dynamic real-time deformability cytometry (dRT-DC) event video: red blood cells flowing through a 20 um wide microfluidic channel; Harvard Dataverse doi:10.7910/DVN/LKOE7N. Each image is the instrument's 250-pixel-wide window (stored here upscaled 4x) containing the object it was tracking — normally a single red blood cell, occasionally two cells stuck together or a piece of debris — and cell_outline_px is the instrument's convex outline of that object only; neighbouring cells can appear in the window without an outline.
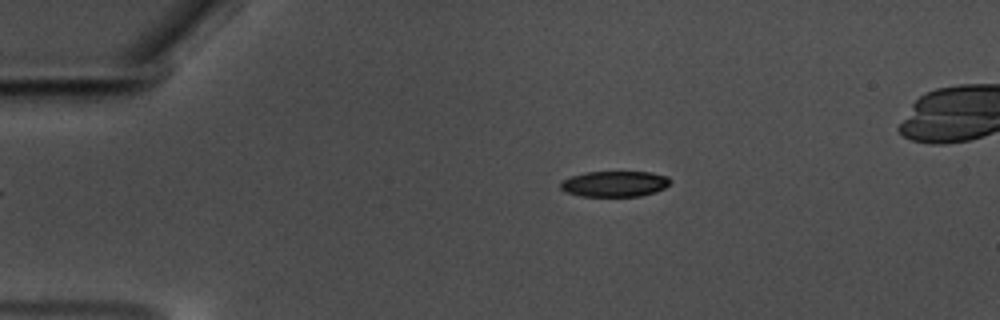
{"species": "common noctule bat (a hibernating species)", "species_latin": "Nyctalus noctula", "temperature_condition": "warm", "stored_images_in_passage": 47, "camera_frame_rate_fps": 3000, "um_per_image_px": 0.085, "animal": {"sex": "male", "body_mass_g": 17.5, "forearm_length_mm": 52.3}, "frame": {"image": 1, "passage_image": 1, "time_ms": 0.0, "image_size_px": [1000, 320], "cell_outline_px": [[672, 180], [664, 188], [656, 192], [640, 196], [580, 196], [564, 192], [560, 188], [560, 180], [584, 172], [648, 172], [668, 176]], "centroid_in_image_um": [52.21, 15.63], "position_along_channel_um": 32.8, "area_um2": 16.59}}
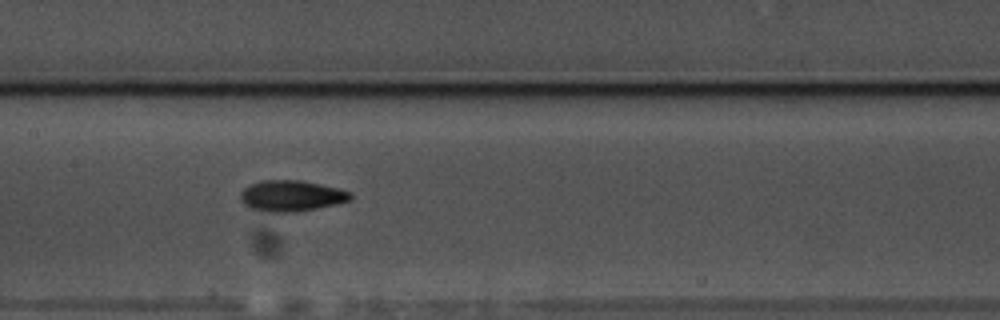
{"frame": {"image": 2, "passage_image": 18, "time_ms": 5.667, "image_size_px": [1000, 320], "cell_outline_px": [[352, 200], [336, 204], [296, 212], [268, 212], [248, 208], [240, 200], [240, 192], [244, 188], [260, 180], [304, 180], [352, 192]], "centroid_in_image_um": [24.75, 16.65], "position_along_channel_um": 182.7, "area_um2": 20.0}}
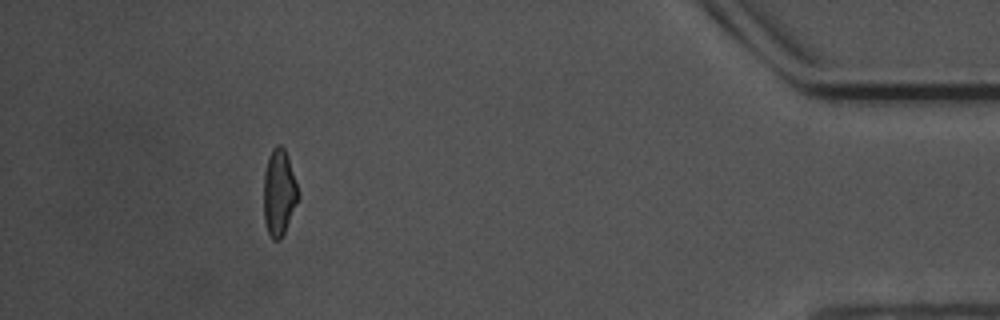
{"frame": {"image": 3, "passage_image": 42, "time_ms": 13.667, "image_size_px": [1000, 320], "cell_outline_px": [[300, 196], [284, 232], [280, 240], [272, 240], [268, 232], [264, 220], [264, 172], [268, 156], [272, 148], [276, 144], [280, 144], [284, 148], [288, 156], [300, 192]], "centroid_in_image_um": [23.73, 16.33], "position_along_channel_um": 411.5, "area_um2": 17.57}}